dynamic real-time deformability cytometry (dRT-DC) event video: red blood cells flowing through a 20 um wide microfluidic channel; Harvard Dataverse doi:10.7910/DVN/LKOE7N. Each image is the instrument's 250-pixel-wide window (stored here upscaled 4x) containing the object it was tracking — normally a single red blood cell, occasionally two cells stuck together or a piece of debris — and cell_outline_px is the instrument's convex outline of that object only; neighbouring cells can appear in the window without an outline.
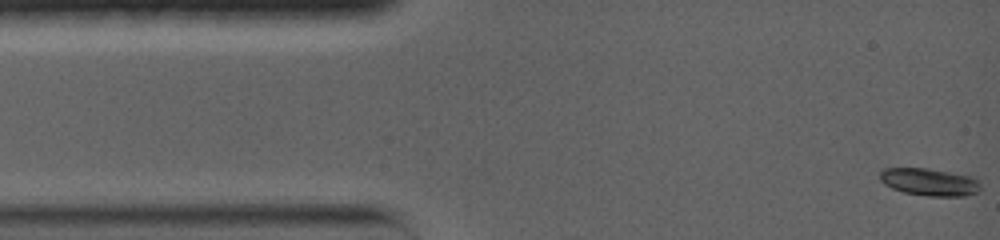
{"species": "common noctule bat (a hibernating species)", "species_latin": "Nyctalus noctula", "temperature_condition": "warm", "stored_images_in_passage": 63, "camera_frame_rate_fps": 5000, "um_per_image_px": 0.085, "animal": {"sex": "female", "body_mass_g": 19.0, "forearm_length_mm": 56.7}, "frame": {"image": 1, "passage_image": 1, "time_ms": 0.0, "image_size_px": [1000, 240], "cell_outline_px": [[980, 192], [964, 196], [928, 196], [904, 192], [892, 188], [884, 184], [880, 180], [880, 172], [884, 168], [928, 168], [976, 176], [980, 184]], "centroid_in_image_um": [79.06, 15.46], "position_along_channel_um": 5.9, "area_um2": 16.36}}
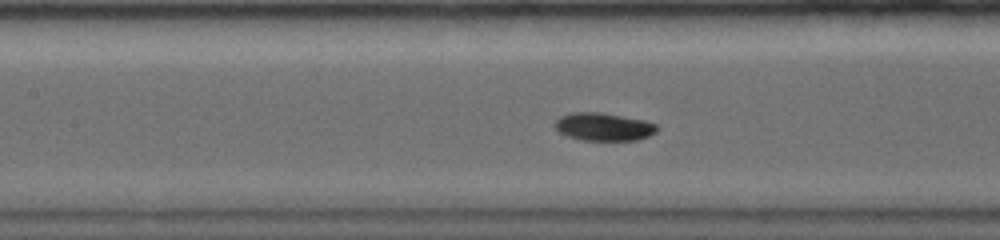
{"frame": {"image": 2, "passage_image": 26, "time_ms": 6.2, "image_size_px": [1000, 240], "cell_outline_px": [[660, 128], [656, 132], [648, 136], [636, 140], [584, 140], [568, 136], [560, 132], [552, 124], [560, 116], [572, 112], [600, 112], [644, 120], [656, 124]], "centroid_in_image_um": [51.31, 10.77], "position_along_channel_um": 156.1, "area_um2": 16.59}}
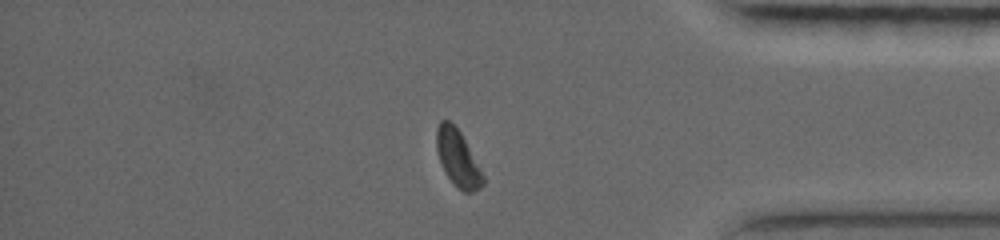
{"frame": {"image": 3, "passage_image": 53, "time_ms": 13.2, "image_size_px": [1000, 240], "cell_outline_px": [[484, 184], [480, 188], [472, 192], [464, 192], [448, 176], [440, 160], [436, 148], [436, 128], [440, 120], [448, 120], [460, 132], [484, 176]], "centroid_in_image_um": [38.9, 13.43], "position_along_channel_um": 396.3, "area_um2": 14.74}, "authors_computed_cell_mechanics": {"area_um2": 16.473, "velocity_mm_per_s": 3.715, "shape_relaxation_time_tau1_ms": 2.4556, "shape_relaxation_time_tau2_ms": null, "deformation_change_tau1": 0.1304, "deformation_change_tau2": null}}